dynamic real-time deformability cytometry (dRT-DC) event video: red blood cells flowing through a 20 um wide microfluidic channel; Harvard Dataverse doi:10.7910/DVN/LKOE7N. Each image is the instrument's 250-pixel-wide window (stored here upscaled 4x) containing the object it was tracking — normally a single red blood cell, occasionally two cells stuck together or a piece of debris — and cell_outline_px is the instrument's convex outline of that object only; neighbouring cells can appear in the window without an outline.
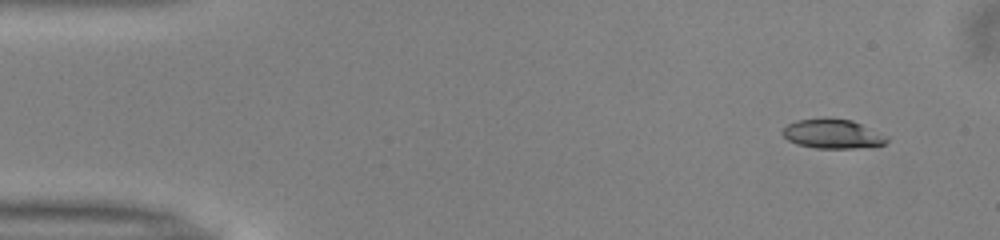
{"species": "common noctule bat (a hibernating species)", "species_latin": "Nyctalus noctula", "temperature_condition": "warm", "stored_images_in_passage": 8, "camera_frame_rate_fps": 3000, "um_per_image_px": 0.085, "animal": {"sex": "male", "body_mass_g": 13.0, "forearm_length_mm": 53.1}, "frame": {"image": 1, "passage_image": 1, "time_ms": 0.0, "image_size_px": [1000, 240], "cell_outline_px": [[888, 140], [884, 144], [876, 148], [816, 148], [796, 144], [788, 140], [780, 132], [788, 124], [796, 120], [824, 116], [828, 116], [852, 120], [888, 136]], "centroid_in_image_um": [70.79, 11.36], "position_along_channel_um": 14.2, "area_um2": 18.44}}